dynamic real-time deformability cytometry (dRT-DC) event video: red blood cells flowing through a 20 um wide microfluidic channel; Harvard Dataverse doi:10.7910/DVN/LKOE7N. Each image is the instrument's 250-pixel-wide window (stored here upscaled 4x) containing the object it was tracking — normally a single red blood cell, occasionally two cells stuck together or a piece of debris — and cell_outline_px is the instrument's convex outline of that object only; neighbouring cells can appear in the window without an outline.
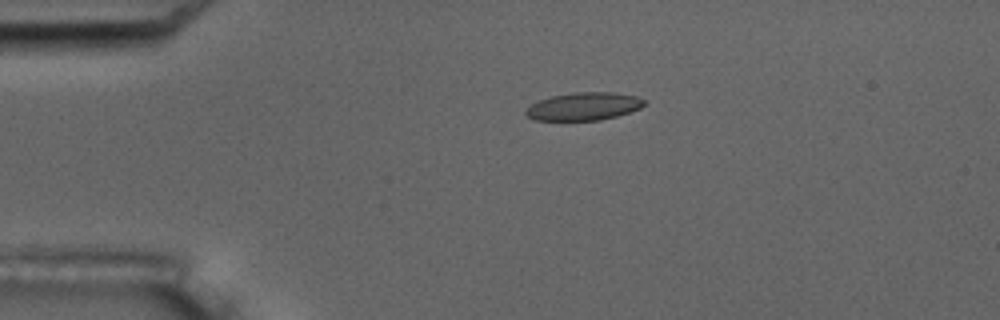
{"species": "common noctule bat (a hibernating species)", "species_latin": "Nyctalus noctula", "temperature_condition": "room temperature", "stored_images_in_passage": 7, "camera_frame_rate_fps": 3000, "um_per_image_px": 0.085, "animal": {"sex": "male", "body_mass_g": 17.5, "forearm_length_mm": 52.3}, "frame": {"image": 1, "passage_image": 3, "time_ms": 2.333, "image_size_px": [1000, 320], "cell_outline_px": [[644, 104], [640, 108], [616, 116], [600, 120], [536, 120], [528, 116], [524, 112], [532, 104], [540, 100], [552, 96], [576, 92], [612, 92], [636, 96], [644, 100]], "centroid_in_image_um": [49.62, 9.04], "position_along_channel_um": 35.4, "area_um2": 18.9}}
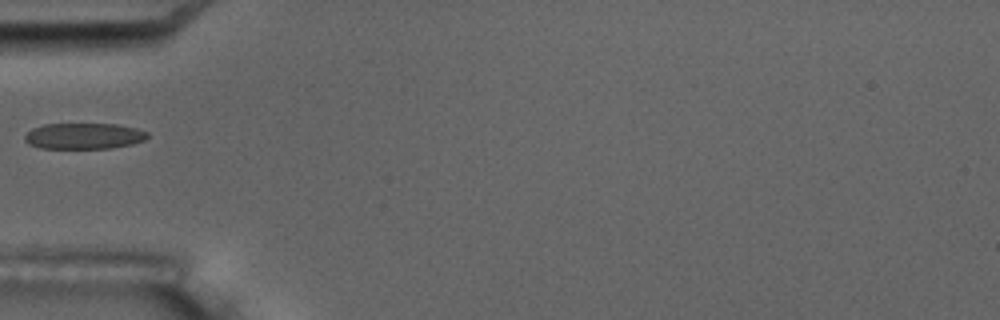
{"frame": {"image": 2, "passage_image": 5, "time_ms": 4.667, "image_size_px": [1000, 320], "cell_outline_px": [[148, 136], [144, 140], [132, 144], [112, 148], [40, 148], [28, 144], [24, 140], [24, 136], [32, 128], [44, 124], [116, 124], [136, 128], [148, 132]], "centroid_in_image_um": [7.12, 11.56], "position_along_channel_um": 77.9, "area_um2": 18.61}}